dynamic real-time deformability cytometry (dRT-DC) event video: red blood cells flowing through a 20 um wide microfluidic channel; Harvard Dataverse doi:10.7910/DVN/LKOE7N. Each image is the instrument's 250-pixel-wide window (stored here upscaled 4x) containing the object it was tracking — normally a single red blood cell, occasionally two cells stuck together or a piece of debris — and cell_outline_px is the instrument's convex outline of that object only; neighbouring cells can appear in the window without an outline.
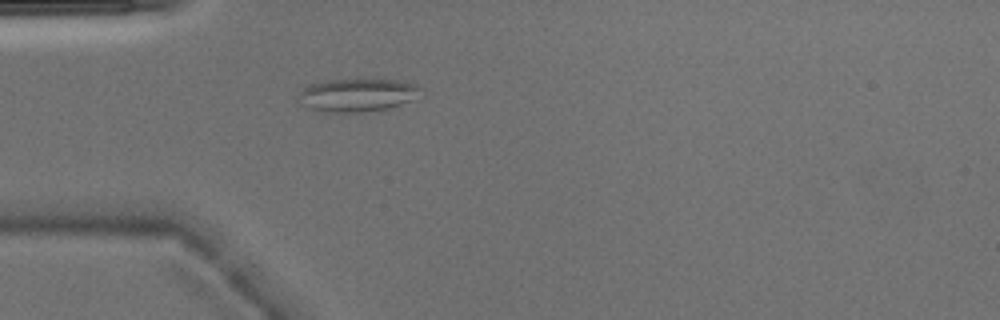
{"species": "Egyptian fruit bat (a non-hibernating species)", "species_latin": "Rousettus aegyptiacus", "temperature_condition": "warm", "stored_images_in_passage": 4, "camera_frame_rate_fps": 3000, "um_per_image_px": 0.085, "animal": {"sex": "male"}, "frame": {"image": 1, "passage_image": 4, "time_ms": 1.0, "image_size_px": [1000, 320], "cell_outline_px": [[424, 88], [412, 100], [388, 108], [360, 112], [324, 112], [300, 104], [300, 92], [308, 84], [324, 80], [356, 76], [376, 76], [416, 84]], "centroid_in_image_um": [30.4, 8.0], "position_along_channel_um": 54.6, "area_um2": 24.62}}